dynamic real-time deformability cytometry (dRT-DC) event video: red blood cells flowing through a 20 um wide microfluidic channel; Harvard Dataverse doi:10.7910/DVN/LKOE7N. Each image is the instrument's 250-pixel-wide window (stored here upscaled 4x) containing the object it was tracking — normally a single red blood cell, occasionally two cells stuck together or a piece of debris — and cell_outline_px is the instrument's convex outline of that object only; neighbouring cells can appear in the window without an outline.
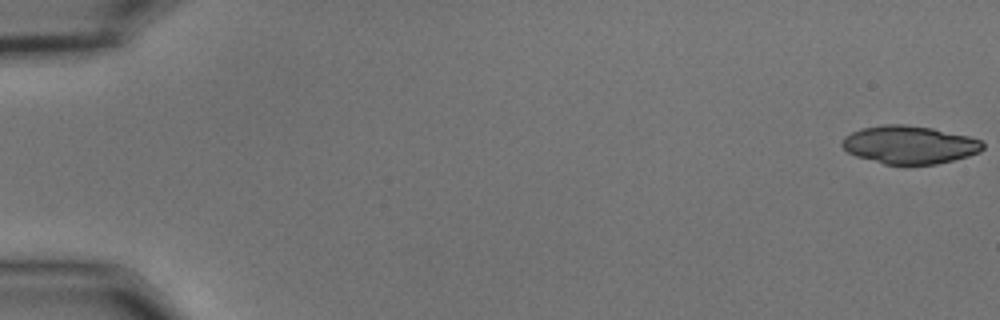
{"species": "common noctule bat (a hibernating species)", "species_latin": "Nyctalus noctula", "temperature_condition": "cold", "stored_images_in_passage": 18, "camera_frame_rate_fps": 3000, "um_per_image_px": 0.085, "animal": {"sex": "male", "body_mass_g": 15.6}, "frame": {"image": 1, "passage_image": 1, "time_ms": 0.0, "image_size_px": [1000, 320], "cell_outline_px": [[984, 148], [980, 152], [968, 156], [936, 164], [884, 164], [856, 156], [848, 152], [840, 144], [844, 136], [860, 128], [884, 124], [904, 124], [932, 128], [968, 136], [980, 140], [984, 144]], "centroid_in_image_um": [77.29, 12.3], "position_along_channel_um": 7.7, "area_um2": 31.15}}